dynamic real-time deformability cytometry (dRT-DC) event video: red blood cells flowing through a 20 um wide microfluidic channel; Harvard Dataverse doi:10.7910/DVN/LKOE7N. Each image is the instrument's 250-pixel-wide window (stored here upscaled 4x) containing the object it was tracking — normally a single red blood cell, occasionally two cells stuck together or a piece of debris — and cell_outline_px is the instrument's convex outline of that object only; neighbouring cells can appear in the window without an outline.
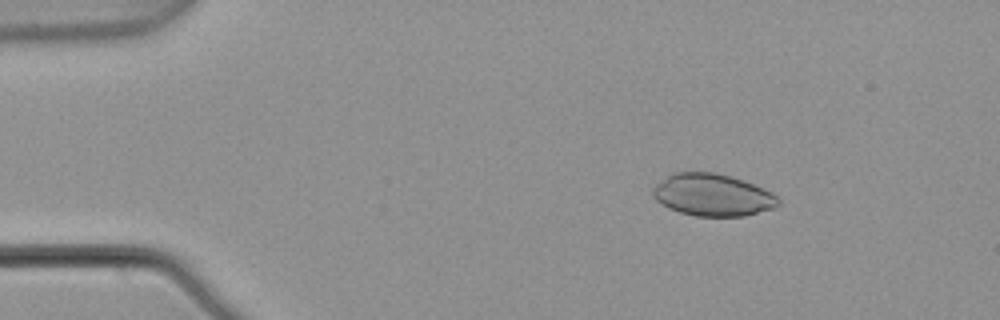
{"species": "common noctule bat (a hibernating species)", "species_latin": "Nyctalus noctula", "temperature_condition": "warm", "stored_images_in_passage": 4, "camera_frame_rate_fps": 3000, "um_per_image_px": 0.085, "animal": {"sex": "male", "body_mass_g": 21.5, "forearm_length_mm": 52.0}, "frame": {"image": 1, "passage_image": 1, "time_ms": 0.0, "image_size_px": [1000, 320], "cell_outline_px": [[780, 204], [776, 208], [744, 216], [696, 216], [680, 212], [668, 208], [656, 200], [652, 196], [652, 188], [656, 184], [672, 172], [716, 172], [764, 188], [772, 192], [780, 200]], "centroid_in_image_um": [60.56, 16.58], "position_along_channel_um": 24.4, "area_um2": 30.87}}